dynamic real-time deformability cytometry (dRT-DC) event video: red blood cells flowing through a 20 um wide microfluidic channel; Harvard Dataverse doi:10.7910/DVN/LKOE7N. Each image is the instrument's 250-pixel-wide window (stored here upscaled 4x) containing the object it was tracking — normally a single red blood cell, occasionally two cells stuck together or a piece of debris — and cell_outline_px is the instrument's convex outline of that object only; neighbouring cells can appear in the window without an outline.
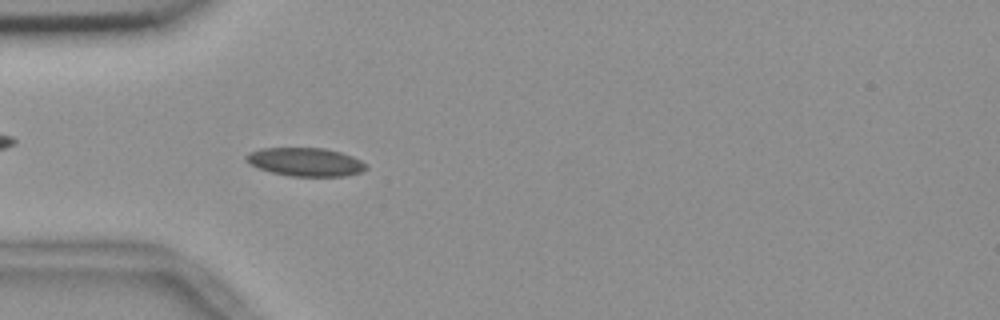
{"species": "common noctule bat (a hibernating species)", "species_latin": "Nyctalus noctula", "temperature_condition": "room temperature", "stored_images_in_passage": 55, "camera_frame_rate_fps": 3000, "um_per_image_px": 0.085, "animal": {"sex": "female", "body_mass_g": 18.4}, "frame": {"image": 1, "passage_image": 16, "time_ms": 5.0, "image_size_px": [1000, 320], "cell_outline_px": [[368, 168], [360, 172], [344, 176], [288, 176], [272, 172], [248, 164], [244, 160], [244, 156], [248, 152], [260, 148], [324, 148], [340, 152], [352, 156], [368, 164]], "centroid_in_image_um": [25.93, 13.76], "position_along_channel_um": 59.1, "area_um2": 20.0}}
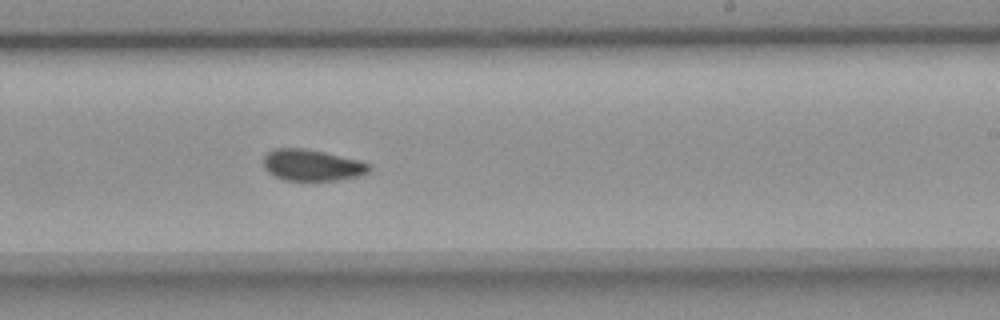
{"frame": {"image": 2, "passage_image": 33, "time_ms": 10.667, "image_size_px": [1000, 320], "cell_outline_px": [[372, 168], [368, 172], [360, 176], [336, 180], [284, 180], [268, 172], [264, 168], [264, 156], [268, 152], [276, 148], [300, 148], [324, 152], [360, 160], [368, 164]], "centroid_in_image_um": [26.53, 14.04], "position_along_channel_um": 262.5, "area_um2": 19.19}}
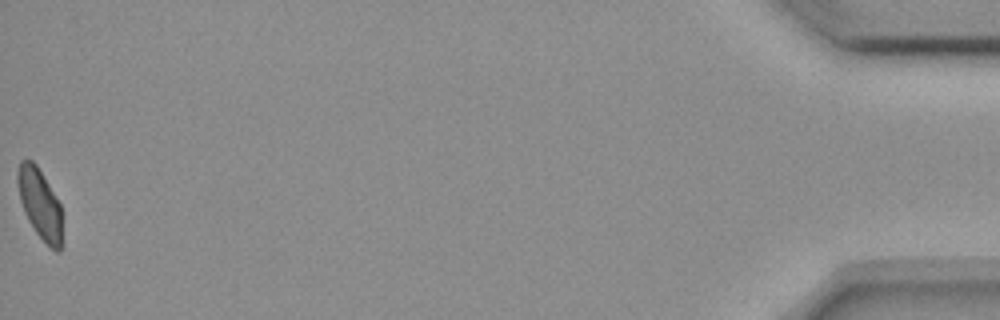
{"frame": {"image": 3, "passage_image": 55, "time_ms": 18.0, "image_size_px": [1000, 320], "cell_outline_px": [[60, 252], [56, 252], [36, 232], [28, 220], [24, 212], [20, 200], [16, 180], [16, 176], [20, 160], [32, 160], [36, 164], [60, 204]], "centroid_in_image_um": [3.34, 17.27], "position_along_channel_um": 431.9, "area_um2": 17.69}, "authors_computed_cell_mechanics": {"area_um2": 19.7098, "velocity_mm_per_s": 3.6597, "shape_relaxation_time_tau1_ms": null, "shape_relaxation_time_tau2_ms": 4.6628, "deformation_change_tau1": null, "deformation_change_tau2": 0.0636}}